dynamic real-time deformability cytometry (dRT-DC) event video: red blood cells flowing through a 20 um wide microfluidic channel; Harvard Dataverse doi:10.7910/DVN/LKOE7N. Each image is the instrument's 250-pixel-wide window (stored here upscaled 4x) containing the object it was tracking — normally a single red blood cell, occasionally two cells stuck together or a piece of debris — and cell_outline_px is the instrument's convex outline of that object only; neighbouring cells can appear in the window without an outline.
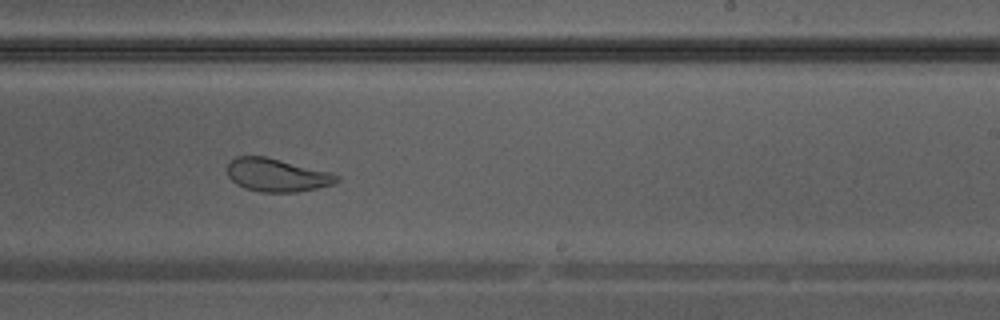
{"species": "Egyptian fruit bat (a non-hibernating species)", "species_latin": "Rousettus aegyptiacus", "temperature_condition": "warm", "stored_images_in_passage": 36, "camera_frame_rate_fps": 3000, "um_per_image_px": 0.085, "animal": {"sex": "male"}, "frame": {"image": 1, "passage_image": 21, "time_ms": 6.667, "image_size_px": [1000, 320], "cell_outline_px": [[340, 180], [332, 184], [316, 188], [296, 192], [260, 192], [244, 188], [236, 184], [228, 176], [228, 164], [236, 156], [264, 156], [332, 172], [340, 176]], "centroid_in_image_um": [23.55, 14.88], "position_along_channel_um": 265.5, "area_um2": 21.1}}